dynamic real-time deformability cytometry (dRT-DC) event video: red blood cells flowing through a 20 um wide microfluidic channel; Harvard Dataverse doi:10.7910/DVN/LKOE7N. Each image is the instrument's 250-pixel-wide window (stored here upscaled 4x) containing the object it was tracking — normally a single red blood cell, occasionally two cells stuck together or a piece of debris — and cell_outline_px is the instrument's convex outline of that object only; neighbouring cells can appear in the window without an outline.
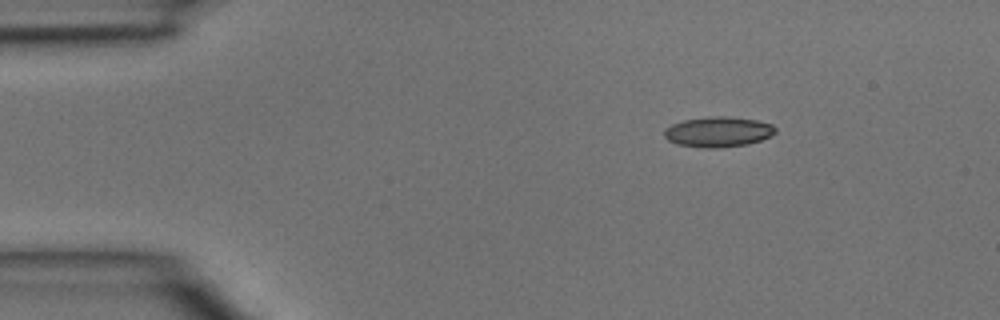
{"species": "common noctule bat (a hibernating species)", "species_latin": "Nyctalus noctula", "temperature_condition": "room temperature", "stored_images_in_passage": 3, "camera_frame_rate_fps": 3000, "um_per_image_px": 0.085, "animal": {"sex": "male", "body_mass_g": 15.6}, "frame": {"image": 1, "passage_image": 1, "time_ms": 0.0, "image_size_px": [1000, 320], "cell_outline_px": [[776, 132], [772, 136], [748, 144], [716, 148], [704, 148], [676, 144], [668, 140], [664, 136], [664, 128], [672, 124], [684, 120], [708, 116], [728, 116], [756, 120], [772, 124], [776, 128]], "centroid_in_image_um": [61.04, 11.2], "position_along_channel_um": 24.0, "area_um2": 19.77}}
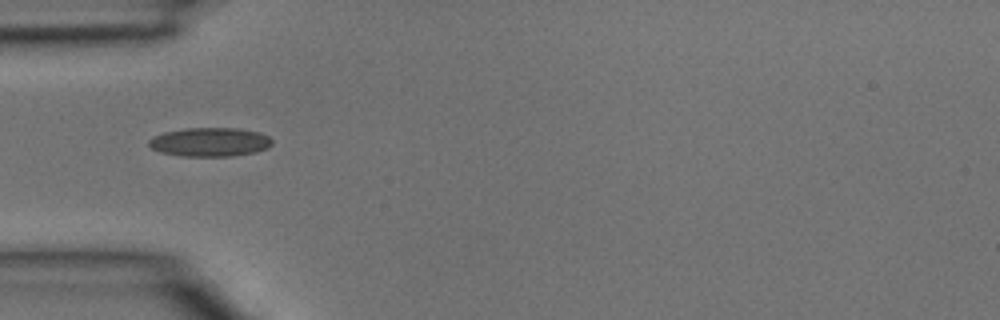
{"frame": {"image": 2, "passage_image": 3, "time_ms": 0.667, "image_size_px": [1000, 320], "cell_outline_px": [[272, 144], [268, 148], [256, 152], [232, 156], [180, 156], [160, 152], [152, 148], [148, 144], [148, 140], [152, 136], [164, 132], [184, 128], [236, 128], [260, 132], [268, 136], [272, 140]], "centroid_in_image_um": [17.83, 12.07], "position_along_channel_um": 67.2, "area_um2": 20.92}}